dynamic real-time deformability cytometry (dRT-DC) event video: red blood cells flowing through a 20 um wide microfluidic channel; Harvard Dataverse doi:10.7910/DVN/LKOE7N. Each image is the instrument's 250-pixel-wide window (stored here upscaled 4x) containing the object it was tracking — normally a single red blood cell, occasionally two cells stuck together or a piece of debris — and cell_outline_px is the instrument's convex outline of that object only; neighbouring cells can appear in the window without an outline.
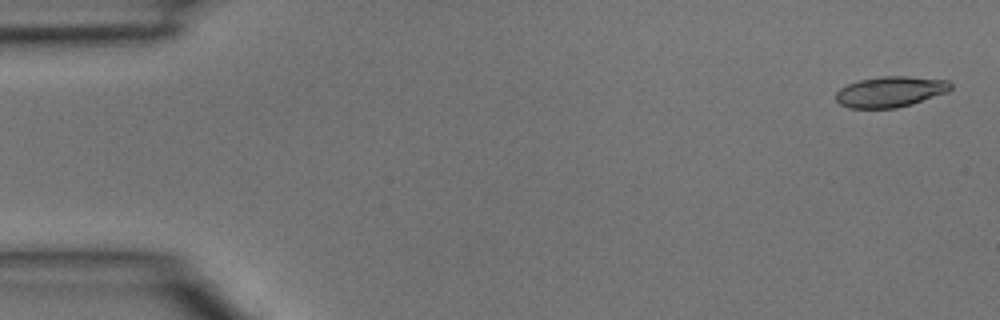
{"species": "common noctule bat (a hibernating species)", "species_latin": "Nyctalus noctula", "temperature_condition": "room temperature", "stored_images_in_passage": 5, "camera_frame_rate_fps": 3000, "um_per_image_px": 0.085, "animal": {"sex": "male", "body_mass_g": 15.6}, "frame": {"image": 1, "passage_image": 1, "time_ms": 0.0, "image_size_px": [1000, 320], "cell_outline_px": [[952, 88], [948, 92], [896, 108], [848, 108], [840, 104], [836, 100], [836, 92], [840, 88], [848, 84], [860, 80], [880, 76], [908, 76], [948, 80], [952, 84]], "centroid_in_image_um": [75.67, 7.79], "position_along_channel_um": 9.3, "area_um2": 20.46}}